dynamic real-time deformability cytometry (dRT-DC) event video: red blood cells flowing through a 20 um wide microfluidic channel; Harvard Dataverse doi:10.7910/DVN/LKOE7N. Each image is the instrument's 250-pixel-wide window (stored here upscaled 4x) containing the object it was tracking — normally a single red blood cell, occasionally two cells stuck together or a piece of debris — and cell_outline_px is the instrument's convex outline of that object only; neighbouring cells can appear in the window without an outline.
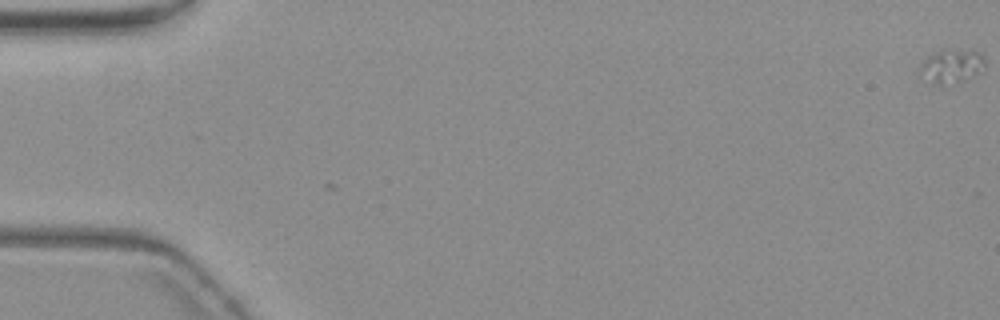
{"species": "common noctule bat (a hibernating species)", "species_latin": "Nyctalus noctula", "temperature_condition": "warm", "stored_images_in_passage": 2, "camera_frame_rate_fps": 3000, "um_per_image_px": 0.085, "animal": {"sex": "female", "body_mass_g": 19.3, "forearm_length_mm": 54.1}, "frame": {"image": 1, "passage_image": 1, "time_ms": 0.0, "image_size_px": [1000, 320], "cell_outline_px": [[984, 64], [976, 72], [960, 80], [940, 84], [916, 72], [920, 64], [924, 60], [948, 48], [980, 52], [984, 56]], "centroid_in_image_um": [80.85, 5.56], "position_along_channel_um": 4.1, "area_um2": 11.85}}